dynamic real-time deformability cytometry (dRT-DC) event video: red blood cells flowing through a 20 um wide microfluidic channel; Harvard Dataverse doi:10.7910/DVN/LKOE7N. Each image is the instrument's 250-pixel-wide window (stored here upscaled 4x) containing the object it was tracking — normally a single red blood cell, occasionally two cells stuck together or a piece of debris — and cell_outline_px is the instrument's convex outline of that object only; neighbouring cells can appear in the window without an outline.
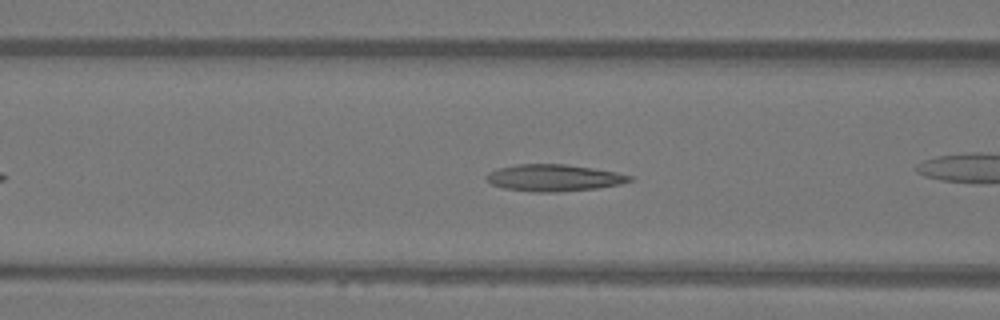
{"species": "Egyptian fruit bat (a non-hibernating species)", "species_latin": "Rousettus aegyptiacus", "temperature_condition": "warm", "stored_images_in_passage": 36, "camera_frame_rate_fps": 3000, "um_per_image_px": 0.085, "animal": {"sex": "female"}, "frame": {"image": 1, "passage_image": 11, "time_ms": 3.333, "image_size_px": [1000, 320], "cell_outline_px": [[632, 180], [620, 184], [596, 188], [556, 192], [536, 192], [504, 188], [492, 184], [484, 176], [488, 172], [500, 168], [516, 164], [564, 164], [592, 168], [616, 172], [632, 176]], "centroid_in_image_um": [47.06, 15.11], "position_along_channel_um": 119.5, "area_um2": 22.14}}
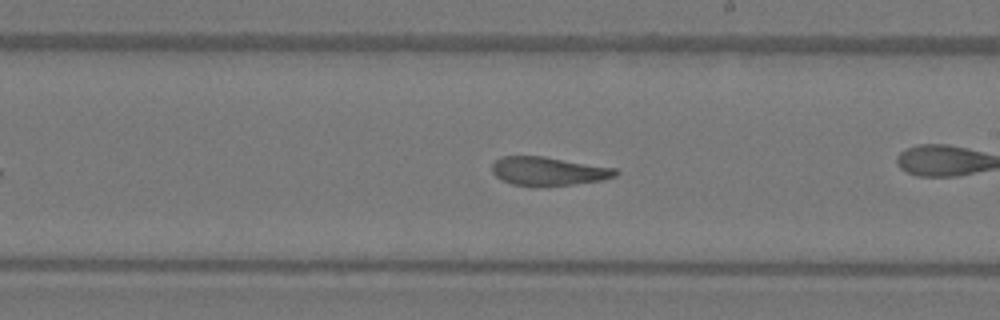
{"frame": {"image": 2, "passage_image": 20, "time_ms": 6.333, "image_size_px": [1000, 320], "cell_outline_px": [[620, 172], [616, 176], [604, 180], [572, 184], [532, 188], [512, 184], [496, 176], [492, 172], [492, 164], [500, 156], [544, 156], [616, 168]], "centroid_in_image_um": [46.62, 14.56], "position_along_channel_um": 242.4, "area_um2": 20.98}, "authors_computed_cell_mechanics": {"area_um2": 21.8484, "velocity_mm_per_s": 4.0999, "shape_relaxation_time_tau1_ms": 5.834, "shape_relaxation_time_tau2_ms": 2.631, "deformation_change_tau1": 0.205, "deformation_change_tau2": 0.1212}}